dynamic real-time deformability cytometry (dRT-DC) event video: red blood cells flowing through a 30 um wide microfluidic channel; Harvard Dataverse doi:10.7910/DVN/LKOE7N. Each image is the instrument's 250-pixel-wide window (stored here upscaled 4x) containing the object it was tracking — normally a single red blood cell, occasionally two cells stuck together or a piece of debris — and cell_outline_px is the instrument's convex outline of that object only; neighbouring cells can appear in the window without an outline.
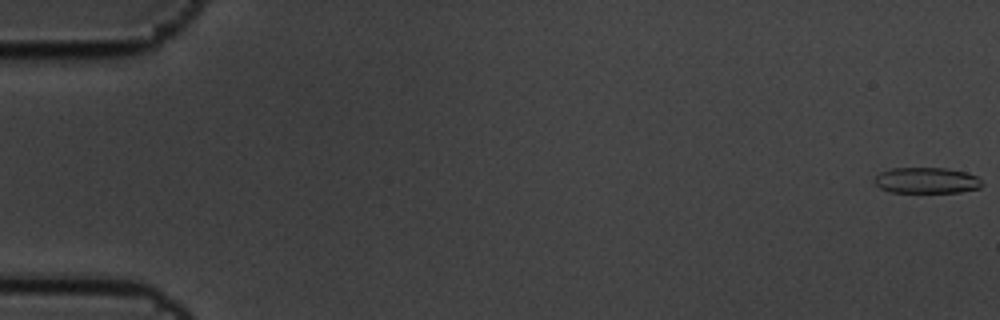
{"species": "common noctule bat (a hibernating species)", "species_latin": "Nyctalus noctula", "temperature_condition": "cold", "stored_images_in_passage": 4, "camera_frame_rate_fps": 3000, "um_per_image_px": 0.085, "animal": {"sex": "male", "body_mass_g": 19.5, "forearm_length_mm": 54.6}, "frame": {"image": 1, "passage_image": 1, "time_ms": 0.0, "image_size_px": [1000, 320], "cell_outline_px": [[984, 184], [980, 188], [960, 192], [892, 192], [880, 188], [872, 180], [880, 172], [892, 168], [944, 168], [964, 172], [976, 176]], "centroid_in_image_um": [78.75, 15.34], "position_along_channel_um": 6.3, "area_um2": 16.18}}